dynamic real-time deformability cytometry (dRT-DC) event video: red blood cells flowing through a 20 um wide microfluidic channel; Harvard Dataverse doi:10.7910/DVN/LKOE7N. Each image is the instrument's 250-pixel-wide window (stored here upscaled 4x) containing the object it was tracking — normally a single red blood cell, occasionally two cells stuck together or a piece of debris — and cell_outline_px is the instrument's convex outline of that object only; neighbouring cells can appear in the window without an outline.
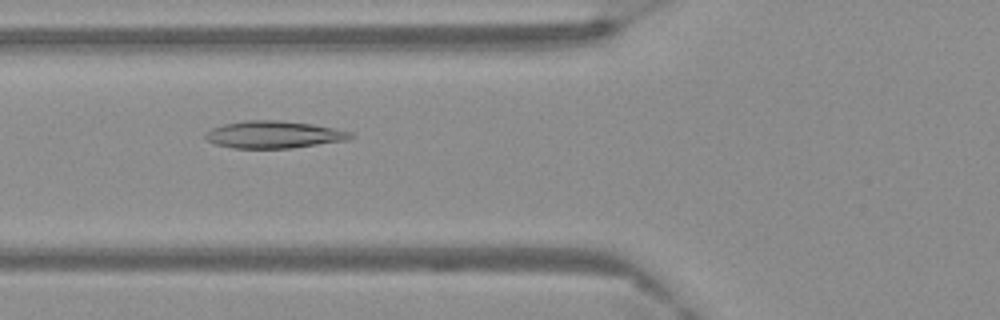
{"species": "Egyptian fruit bat (a non-hibernating species)", "species_latin": "Rousettus aegyptiacus", "temperature_condition": "warm", "stored_images_in_passage": 61, "camera_frame_rate_fps": 3000, "um_per_image_px": 0.085, "frame": {"image": 1, "passage_image": 24, "time_ms": 7.667, "image_size_px": [1000, 320], "cell_outline_px": [[356, 136], [348, 140], [292, 148], [232, 148], [216, 144], [208, 140], [204, 136], [204, 132], [212, 128], [224, 124], [244, 120], [280, 120], [312, 124], [352, 132]], "centroid_in_image_um": [23.28, 11.44], "position_along_channel_um": 102.5, "area_um2": 23.12}}
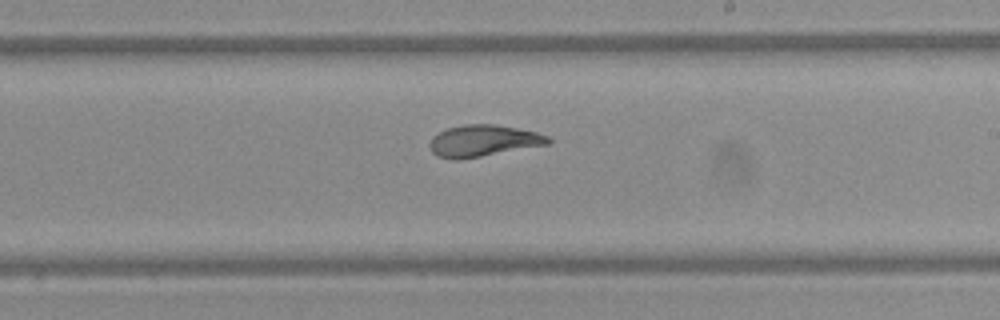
{"frame": {"image": 2, "passage_image": 37, "time_ms": 12.0, "image_size_px": [1000, 320], "cell_outline_px": [[552, 140], [548, 144], [480, 156], [456, 160], [436, 156], [432, 152], [428, 144], [432, 136], [448, 128], [464, 124], [496, 124], [536, 132], [548, 136]], "centroid_in_image_um": [41.04, 11.96], "position_along_channel_um": 248.0, "area_um2": 21.62}}
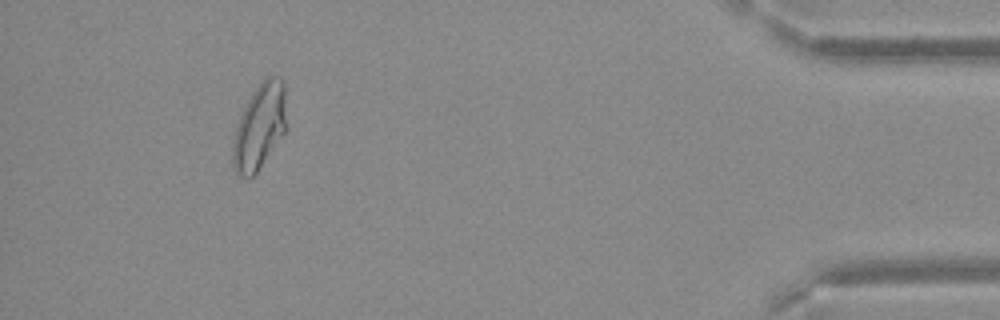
{"frame": {"image": 3, "passage_image": 57, "time_ms": 18.667, "image_size_px": [1000, 320], "cell_outline_px": [[288, 128], [256, 172], [252, 176], [240, 176], [232, 168], [232, 144], [236, 128], [240, 116], [252, 92], [264, 76], [280, 76], [284, 80]], "centroid_in_image_um": [22.09, 10.7], "position_along_channel_um": 413.1, "area_um2": 27.11}}